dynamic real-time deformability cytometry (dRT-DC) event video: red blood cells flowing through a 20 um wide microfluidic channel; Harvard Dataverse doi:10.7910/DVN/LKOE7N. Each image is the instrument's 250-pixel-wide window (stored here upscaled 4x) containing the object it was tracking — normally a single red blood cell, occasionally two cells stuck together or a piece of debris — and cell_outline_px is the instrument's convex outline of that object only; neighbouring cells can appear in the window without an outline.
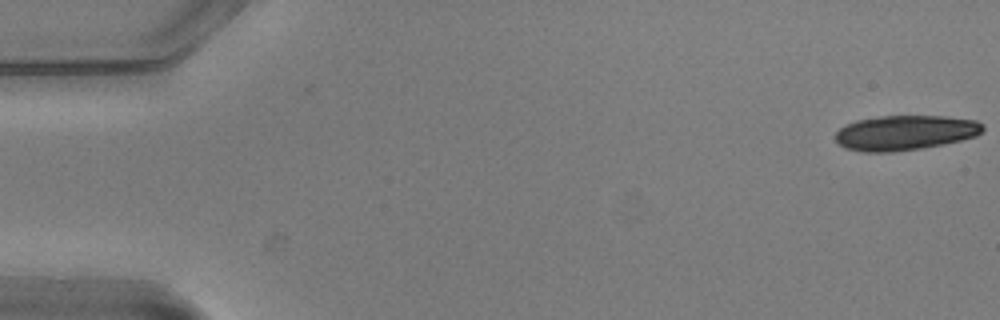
{"species": "common noctule bat (a hibernating species)", "species_latin": "Nyctalus noctula", "temperature_condition": "warm", "stored_images_in_passage": 18, "camera_frame_rate_fps": 3000, "um_per_image_px": 0.085, "animal": {"sex": "male", "body_mass_g": 20.5, "forearm_length_mm": 52.5}, "frame": {"image": 1, "passage_image": 1, "time_ms": 0.0, "image_size_px": [1000, 320], "cell_outline_px": [[984, 128], [976, 136], [960, 140], [920, 148], [892, 152], [864, 152], [844, 148], [836, 140], [836, 132], [840, 128], [856, 120], [880, 116], [948, 116], [976, 120], [984, 124]], "centroid_in_image_um": [76.93, 11.27], "position_along_channel_um": 8.1, "area_um2": 29.82}}